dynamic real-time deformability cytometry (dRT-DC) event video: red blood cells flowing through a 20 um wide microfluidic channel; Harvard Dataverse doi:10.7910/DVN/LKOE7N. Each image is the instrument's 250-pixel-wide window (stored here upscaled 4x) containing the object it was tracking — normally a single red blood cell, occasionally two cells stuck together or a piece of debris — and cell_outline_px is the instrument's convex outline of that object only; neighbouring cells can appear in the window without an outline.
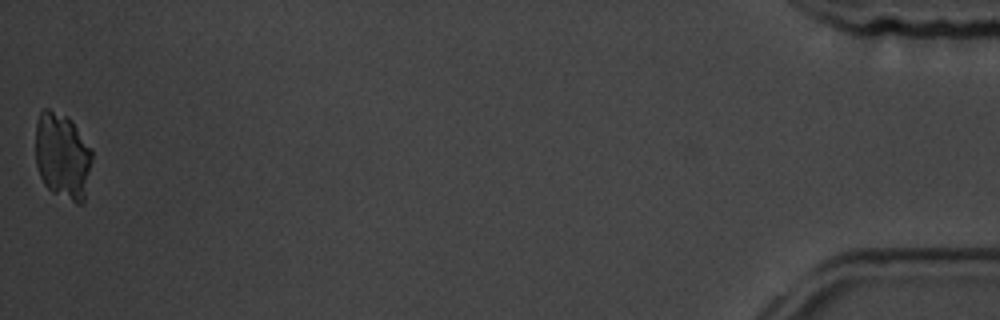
{"species": "common noctule bat (a hibernating species)", "species_latin": "Nyctalus noctula", "temperature_condition": "room temperature", "stored_images_in_passage": 41, "camera_frame_rate_fps": 3000, "um_per_image_px": 0.085, "animal": {"sex": "male", "body_mass_g": 19.5, "forearm_length_mm": 54.6}, "frame": {"image": 1, "passage_image": 41, "time_ms": 13.333, "image_size_px": [1000, 320], "cell_outline_px": [[92, 160], [84, 204], [76, 204], [52, 192], [44, 184], [40, 176], [36, 164], [36, 124], [40, 112], [44, 108], [48, 108], [68, 116], [72, 120], [92, 148]], "centroid_in_image_um": [5.33, 13.26], "position_along_channel_um": 429.9, "area_um2": 28.96}}